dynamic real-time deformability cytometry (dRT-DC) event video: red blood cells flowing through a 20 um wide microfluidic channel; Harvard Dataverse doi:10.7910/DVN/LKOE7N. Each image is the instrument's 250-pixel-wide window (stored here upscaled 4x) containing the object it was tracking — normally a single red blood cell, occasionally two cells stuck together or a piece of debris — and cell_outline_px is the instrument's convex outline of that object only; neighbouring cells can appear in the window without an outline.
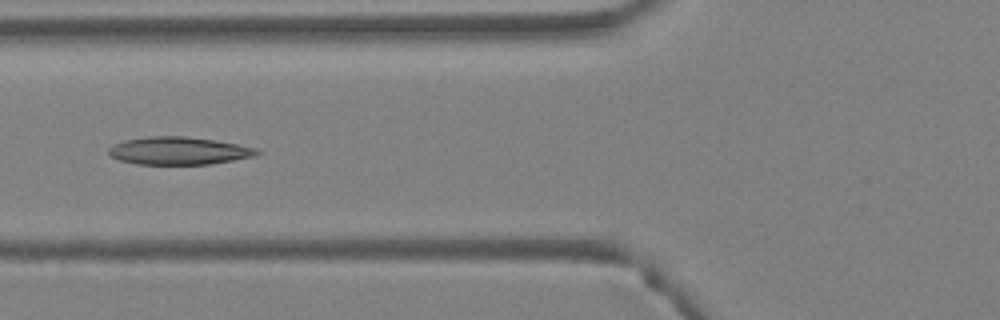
{"species": "Egyptian fruit bat (a non-hibernating species)", "species_latin": "Rousettus aegyptiacus", "temperature_condition": "warm", "stored_images_in_passage": 5, "camera_frame_rate_fps": 3000, "um_per_image_px": 0.085, "animal": {"sex": "female"}, "frame": {"image": 1, "passage_image": 5, "time_ms": 1.333, "image_size_px": [1000, 320], "cell_outline_px": [[260, 152], [256, 156], [208, 164], [136, 164], [120, 160], [108, 156], [108, 148], [112, 144], [124, 140], [148, 136], [184, 136], [216, 140], [256, 148]], "centroid_in_image_um": [15.14, 12.81], "position_along_channel_um": 110.7, "area_um2": 23.99}}